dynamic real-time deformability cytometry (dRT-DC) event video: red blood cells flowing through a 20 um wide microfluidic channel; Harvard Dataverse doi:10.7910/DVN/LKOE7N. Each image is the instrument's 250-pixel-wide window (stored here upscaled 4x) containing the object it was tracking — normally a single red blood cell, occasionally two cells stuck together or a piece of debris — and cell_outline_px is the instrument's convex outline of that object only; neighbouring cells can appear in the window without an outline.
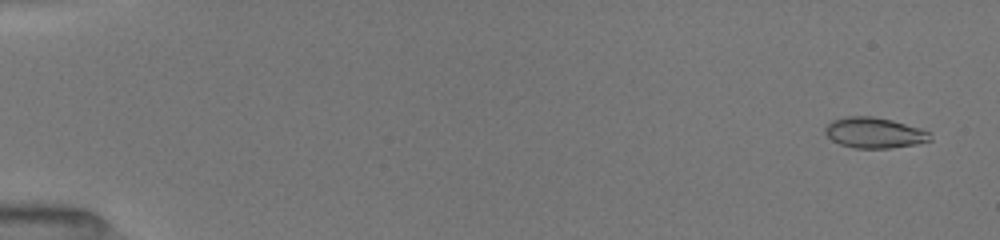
{"species": "common noctule bat (a hibernating species)", "species_latin": "Nyctalus noctula", "temperature_condition": "room temperature", "stored_images_in_passage": 69, "camera_frame_rate_fps": 3000, "um_per_image_px": 0.085, "animal": {"sex": "female", "body_mass_g": 19.5, "forearm_length_mm": 54.1}, "frame": {"image": 1, "passage_image": 4, "time_ms": 0.667, "image_size_px": [1000, 240], "cell_outline_px": [[932, 140], [916, 144], [892, 148], [856, 148], [840, 144], [832, 140], [824, 132], [824, 128], [832, 120], [848, 116], [872, 116], [892, 120], [920, 128], [932, 132]], "centroid_in_image_um": [74.35, 11.28], "position_along_channel_um": 10.7, "area_um2": 18.84}}
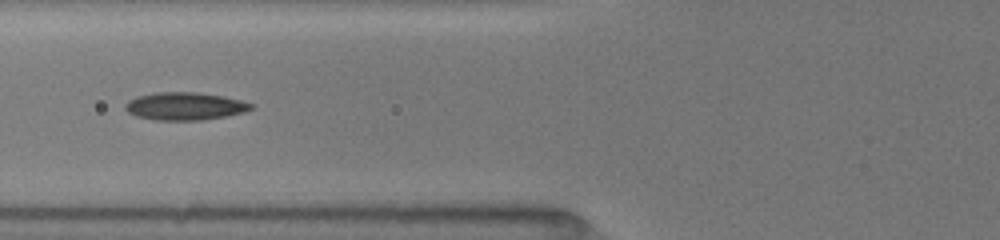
{"frame": {"image": 2, "passage_image": 36, "time_ms": 7.0, "image_size_px": [1000, 240], "cell_outline_px": [[256, 108], [244, 112], [228, 116], [200, 120], [156, 120], [136, 116], [128, 112], [124, 108], [124, 104], [128, 100], [136, 96], [152, 92], [196, 92], [224, 96], [240, 100], [252, 104]], "centroid_in_image_um": [15.7, 9.02], "position_along_channel_um": 110.1, "area_um2": 20.58}}
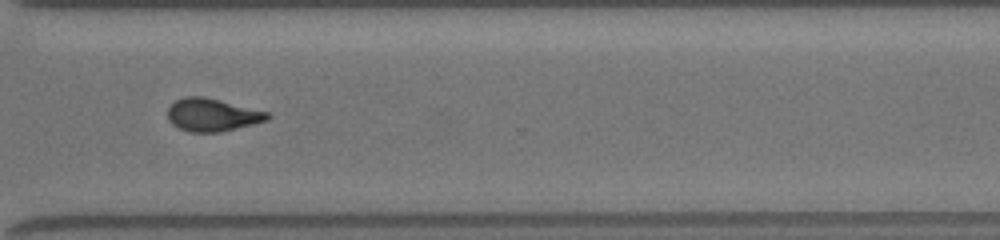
{"frame": {"image": 3, "passage_image": 68, "time_ms": 13.0, "image_size_px": [1000, 240], "cell_outline_px": [[272, 116], [268, 120], [220, 132], [188, 132], [172, 124], [168, 120], [168, 108], [176, 100], [184, 96], [204, 96], [268, 112]], "centroid_in_image_um": [18.03, 9.76], "position_along_channel_um": 352.6, "area_um2": 19.02}}